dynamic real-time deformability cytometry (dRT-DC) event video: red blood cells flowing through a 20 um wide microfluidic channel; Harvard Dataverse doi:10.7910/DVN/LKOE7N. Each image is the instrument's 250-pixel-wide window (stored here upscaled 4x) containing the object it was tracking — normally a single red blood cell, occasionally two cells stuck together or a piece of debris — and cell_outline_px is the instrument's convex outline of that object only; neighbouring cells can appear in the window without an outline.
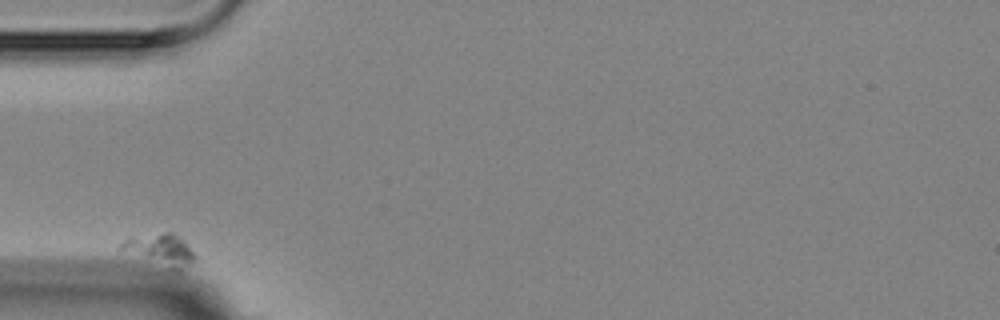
{"species": "Egyptian fruit bat (a non-hibernating species)", "species_latin": "Rousettus aegyptiacus", "temperature_condition": "room temperature", "stored_images_in_passage": 4, "camera_frame_rate_fps": 3000, "um_per_image_px": 0.085, "animal": {"sex": "female"}, "frame": {"image": 1, "passage_image": 1, "time_ms": 0.0, "image_size_px": [1000, 320], "cell_outline_px": [[192, 260], [180, 268], [172, 268], [116, 248], [128, 236], [164, 232], [172, 232], [180, 236], [184, 240], [192, 252]], "centroid_in_image_um": [13.53, 21.13], "position_along_channel_um": 71.5, "area_um2": 12.89}}
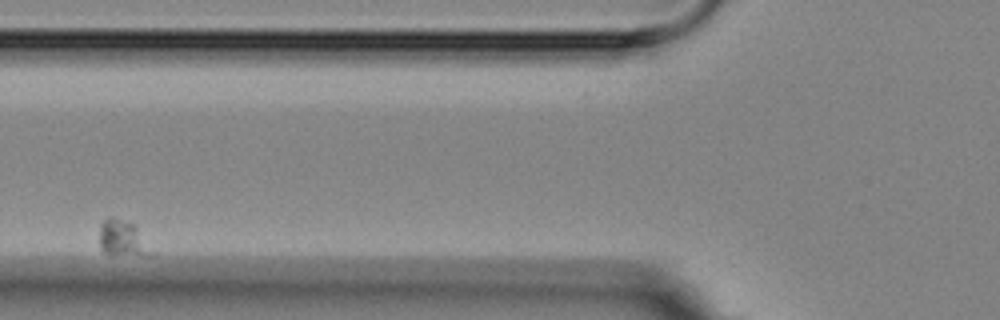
{"frame": {"image": 2, "passage_image": 3, "time_ms": 2.333, "image_size_px": [1000, 320], "cell_outline_px": [[156, 252], [152, 256], [112, 256], [104, 252], [100, 248], [100, 224], [108, 216], [112, 216], [132, 224], [136, 228]], "centroid_in_image_um": [10.45, 20.33], "position_along_channel_um": 115.4, "area_um2": 11.27}}